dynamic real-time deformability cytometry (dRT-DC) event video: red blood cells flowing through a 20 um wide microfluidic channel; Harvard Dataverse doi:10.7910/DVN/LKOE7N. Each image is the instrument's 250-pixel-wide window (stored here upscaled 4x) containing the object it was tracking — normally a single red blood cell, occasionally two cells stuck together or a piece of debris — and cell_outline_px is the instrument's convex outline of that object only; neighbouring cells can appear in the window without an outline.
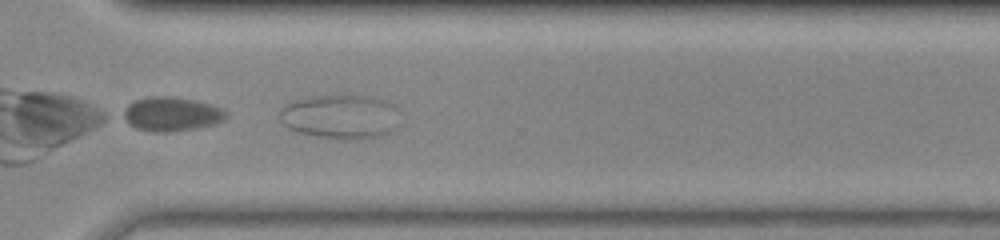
{"species": "common noctule bat (a hibernating species)", "species_latin": "Nyctalus noctula", "temperature_condition": "room temperature", "stored_images_in_passage": 34, "camera_frame_rate_fps": 3000, "um_per_image_px": 0.085, "animal": {"sex": "male", "body_mass_g": 20.0, "forearm_length_mm": 53.3}, "frame": {"image": 1, "passage_image": 25, "time_ms": 8.0, "image_size_px": [1000, 240], "cell_outline_px": [[396, 128], [380, 136], [360, 140], [336, 140], [316, 136], [300, 132], [288, 128], [280, 120], [280, 108], [284, 104], [296, 100], [312, 96], [372, 96], [384, 100], [392, 104]], "centroid_in_image_um": [28.87, 9.94], "position_along_channel_um": 341.7, "area_um2": 30.75}}